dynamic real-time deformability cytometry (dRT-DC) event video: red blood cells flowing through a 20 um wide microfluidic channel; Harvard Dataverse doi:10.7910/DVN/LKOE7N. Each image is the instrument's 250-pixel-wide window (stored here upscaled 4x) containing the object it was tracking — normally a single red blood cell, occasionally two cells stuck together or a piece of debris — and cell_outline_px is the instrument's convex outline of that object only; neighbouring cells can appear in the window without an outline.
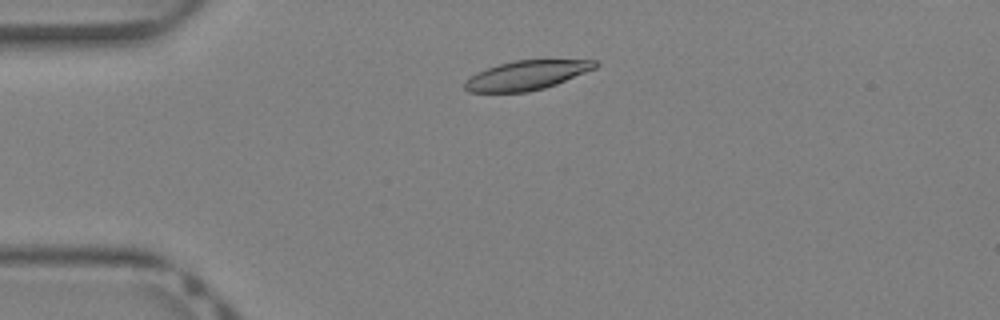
{"species": "Egyptian fruit bat (a non-hibernating species)", "species_latin": "Rousettus aegyptiacus", "temperature_condition": "warm", "stored_images_in_passage": 37, "camera_frame_rate_fps": 3000, "um_per_image_px": 0.085, "animal": {"sex": "female"}, "frame": {"image": 1, "passage_image": 6, "time_ms": 1.667, "image_size_px": [1000, 320], "cell_outline_px": [[600, 64], [596, 68], [556, 84], [544, 88], [528, 92], [468, 92], [464, 88], [464, 84], [476, 72], [500, 64], [516, 60], [596, 60]], "centroid_in_image_um": [44.79, 6.4], "position_along_channel_um": 40.2, "area_um2": 22.02}}
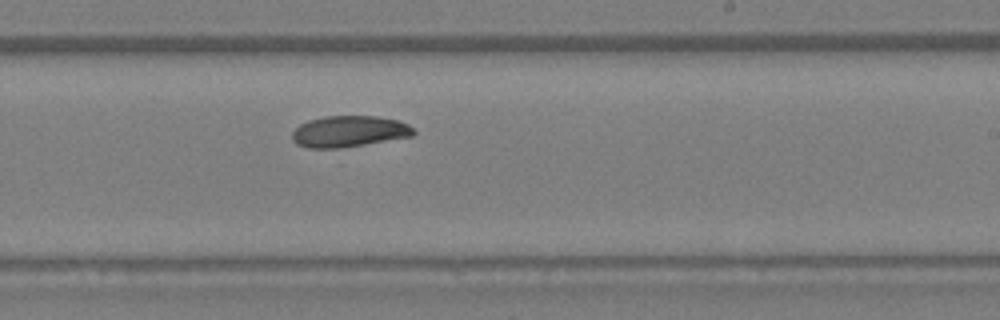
{"frame": {"image": 2, "passage_image": 21, "time_ms": 6.667, "image_size_px": [1000, 320], "cell_outline_px": [[416, 132], [412, 136], [340, 148], [308, 148], [296, 144], [292, 140], [292, 132], [300, 124], [308, 120], [324, 116], [376, 116], [396, 120], [408, 124]], "centroid_in_image_um": [29.63, 11.17], "position_along_channel_um": 259.4, "area_um2": 22.02}}
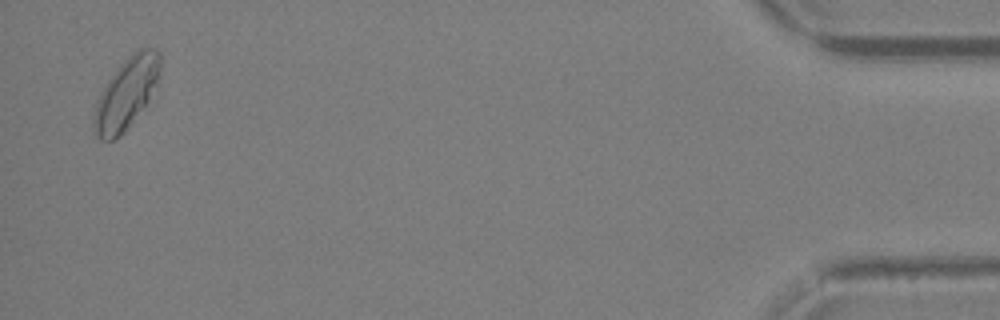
{"frame": {"image": 3, "passage_image": 36, "time_ms": 11.667, "image_size_px": [1000, 320], "cell_outline_px": [[160, 76], [148, 100], [124, 132], [120, 136], [112, 140], [100, 140], [96, 136], [92, 128], [92, 116], [100, 92], [108, 80], [120, 64], [132, 52], [140, 48], [156, 48], [160, 52]], "centroid_in_image_um": [10.71, 7.93], "position_along_channel_um": 424.5, "area_um2": 27.4}}